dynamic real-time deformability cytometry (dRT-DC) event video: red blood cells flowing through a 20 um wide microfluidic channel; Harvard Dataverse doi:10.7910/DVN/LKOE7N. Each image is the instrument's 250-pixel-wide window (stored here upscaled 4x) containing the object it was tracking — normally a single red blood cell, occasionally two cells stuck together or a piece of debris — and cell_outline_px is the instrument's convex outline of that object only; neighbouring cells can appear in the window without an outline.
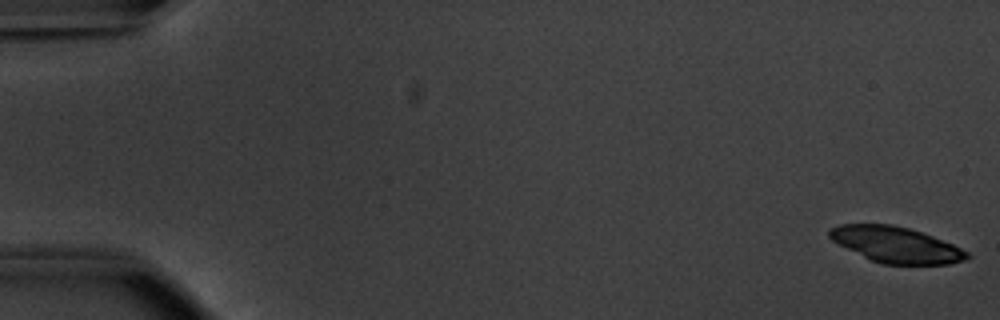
{"species": "common noctule bat (a hibernating species)", "species_latin": "Nyctalus noctula", "temperature_condition": "warm", "stored_images_in_passage": 13, "camera_frame_rate_fps": 3000, "um_per_image_px": 0.085, "animal": {"sex": "male", "body_mass_g": 20.1, "forearm_length_mm": 53.5}, "frame": {"image": 1, "passage_image": 1, "time_ms": 0.0, "image_size_px": [1000, 320], "cell_outline_px": [[972, 256], [964, 260], [948, 264], [884, 264], [872, 260], [832, 240], [828, 236], [828, 232], [832, 228], [840, 224], [892, 224], [908, 228], [932, 236], [952, 244], [968, 252]], "centroid_in_image_um": [76.18, 20.8], "position_along_channel_um": 8.8, "area_um2": 28.21}}